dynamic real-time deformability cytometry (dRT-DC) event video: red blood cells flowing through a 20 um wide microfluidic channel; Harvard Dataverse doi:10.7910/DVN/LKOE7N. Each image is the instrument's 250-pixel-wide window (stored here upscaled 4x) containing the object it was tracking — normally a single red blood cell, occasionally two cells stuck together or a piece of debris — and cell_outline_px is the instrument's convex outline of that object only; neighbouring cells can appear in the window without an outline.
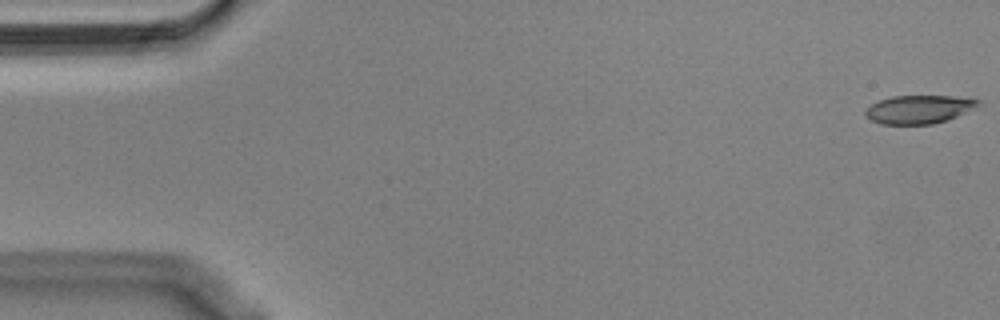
{"species": "Egyptian fruit bat (a non-hibernating species)", "species_latin": "Rousettus aegyptiacus", "temperature_condition": "cold", "stored_images_in_passage": 8, "camera_frame_rate_fps": 3000, "um_per_image_px": 0.085, "animal": {"sex": "male"}, "frame": {"image": 1, "passage_image": 1, "time_ms": 0.0, "image_size_px": [1000, 320], "cell_outline_px": [[984, 104], [948, 120], [932, 124], [880, 124], [864, 116], [864, 112], [872, 104], [880, 100], [892, 96], [956, 96], [980, 100]], "centroid_in_image_um": [78.15, 9.29], "position_along_channel_um": 6.9, "area_um2": 18.73}}